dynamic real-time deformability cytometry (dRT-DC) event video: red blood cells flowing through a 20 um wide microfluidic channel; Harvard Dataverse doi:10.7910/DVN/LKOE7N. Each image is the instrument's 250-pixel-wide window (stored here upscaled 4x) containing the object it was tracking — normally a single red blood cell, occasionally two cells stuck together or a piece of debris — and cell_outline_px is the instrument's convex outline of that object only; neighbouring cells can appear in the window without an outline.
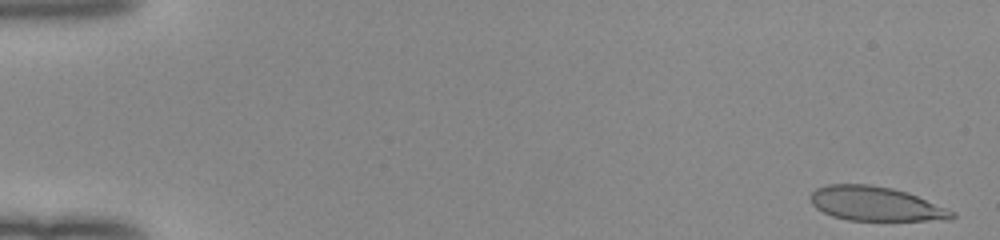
{"species": "human", "species_latin": "Homo sapiens", "temperature_condition": "room temperature", "stored_images_in_passage": 17, "camera_frame_rate_fps": 3000, "um_per_image_px": 0.085, "donor": {"sex": "female"}, "frame": {"image": 1, "passage_image": 2, "time_ms": 0.333, "image_size_px": [1000, 240], "cell_outline_px": [[956, 216], [948, 220], [848, 220], [832, 216], [816, 208], [812, 204], [808, 196], [816, 188], [828, 184], [872, 184], [892, 188], [908, 192], [956, 212]], "centroid_in_image_um": [74.42, 17.31], "position_along_channel_um": 10.6, "area_um2": 28.38}}
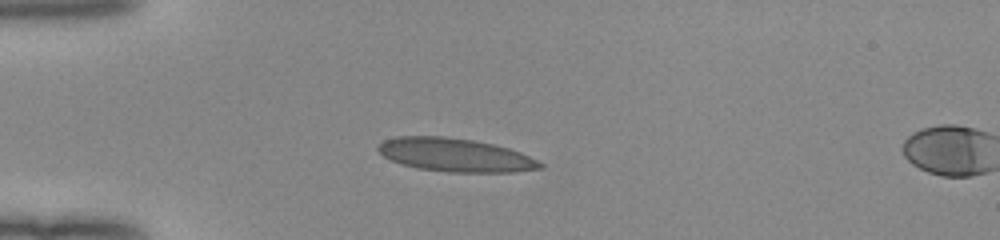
{"frame": {"image": 2, "passage_image": 15, "time_ms": 4.667, "image_size_px": [1000, 240], "cell_outline_px": [[544, 168], [516, 172], [448, 172], [416, 168], [400, 164], [384, 156], [376, 148], [384, 140], [396, 136], [444, 136], [472, 140], [492, 144], [508, 148], [520, 152], [544, 164]], "centroid_in_image_um": [38.69, 13.18], "position_along_channel_um": 46.3, "area_um2": 31.5}}